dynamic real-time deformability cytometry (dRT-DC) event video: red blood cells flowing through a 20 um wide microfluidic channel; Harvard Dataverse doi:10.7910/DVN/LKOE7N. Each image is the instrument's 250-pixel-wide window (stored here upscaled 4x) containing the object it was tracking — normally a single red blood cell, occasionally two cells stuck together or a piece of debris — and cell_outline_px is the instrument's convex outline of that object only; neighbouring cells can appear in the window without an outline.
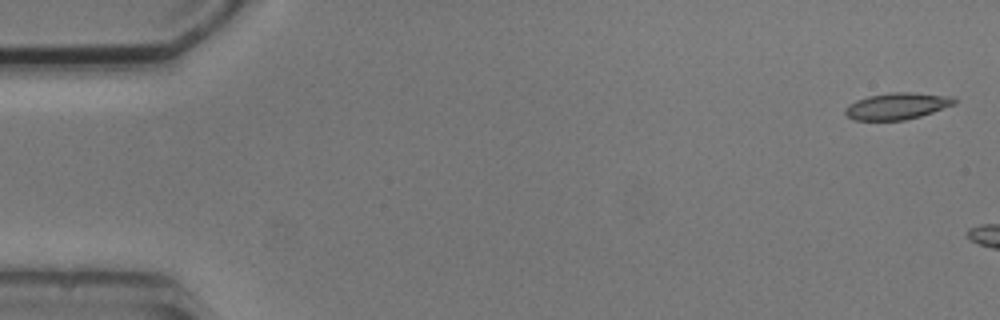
{"species": "common noctule bat (a hibernating species)", "species_latin": "Nyctalus noctula", "temperature_condition": "cold", "stored_images_in_passage": 3, "camera_frame_rate_fps": 3000, "um_per_image_px": 0.085, "animal": {"sex": "male", "body_mass_g": 20.5, "forearm_length_mm": 52.5}, "frame": {"image": 1, "passage_image": 1, "time_ms": 0.0, "image_size_px": [1000, 320], "cell_outline_px": [[956, 104], [920, 116], [904, 120], [856, 120], [848, 116], [844, 112], [844, 108], [848, 104], [856, 100], [868, 96], [892, 92], [908, 92], [952, 96], [956, 100]], "centroid_in_image_um": [76.24, 9.01], "position_along_channel_um": 8.8, "area_um2": 16.88}}